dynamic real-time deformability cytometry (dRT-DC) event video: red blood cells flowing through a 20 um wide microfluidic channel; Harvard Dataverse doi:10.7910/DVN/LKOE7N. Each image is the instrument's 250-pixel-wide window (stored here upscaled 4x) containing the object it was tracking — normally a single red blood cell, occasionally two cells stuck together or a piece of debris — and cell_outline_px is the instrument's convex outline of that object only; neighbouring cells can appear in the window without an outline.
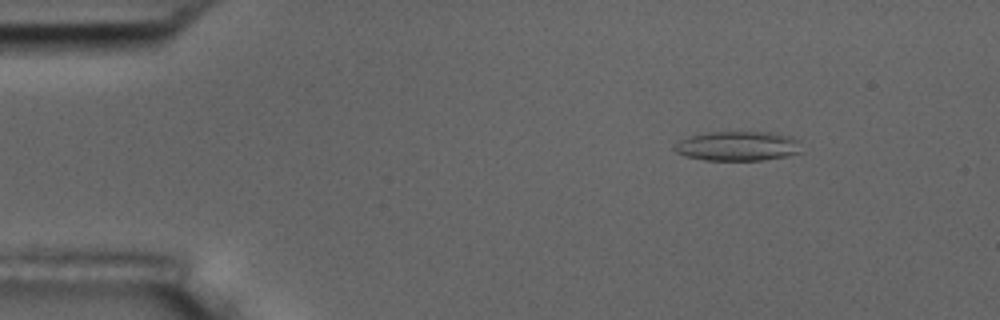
{"species": "common noctule bat (a hibernating species)", "species_latin": "Nyctalus noctula", "temperature_condition": "room temperature", "stored_images_in_passage": 54, "camera_frame_rate_fps": 3000, "um_per_image_px": 0.085, "animal": {"sex": "male", "body_mass_g": 17.5, "forearm_length_mm": 52.3}, "frame": {"image": 1, "passage_image": 7, "time_ms": 2.0, "image_size_px": [1000, 320], "cell_outline_px": [[804, 152], [788, 156], [764, 160], [704, 160], [684, 156], [676, 152], [672, 148], [680, 140], [696, 132], [772, 132], [792, 136], [800, 140]], "centroid_in_image_um": [62.75, 12.41], "position_along_channel_um": 22.3, "area_um2": 22.54}}
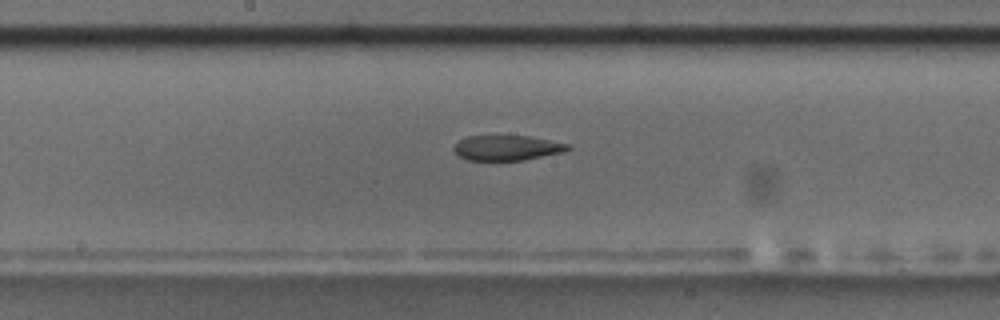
{"frame": {"image": 2, "passage_image": 28, "time_ms": 9.0, "image_size_px": [1000, 320], "cell_outline_px": [[572, 148], [564, 152], [524, 160], [468, 160], [460, 156], [452, 148], [460, 140], [468, 136], [528, 136], [568, 144]], "centroid_in_image_um": [43.11, 12.57], "position_along_channel_um": 205.1, "area_um2": 16.47}}
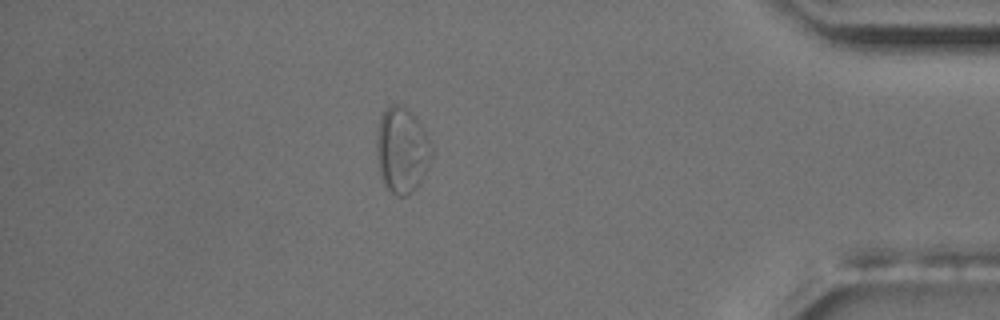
{"frame": {"image": 3, "passage_image": 47, "time_ms": 15.333, "image_size_px": [1000, 320], "cell_outline_px": [[432, 156], [428, 168], [424, 176], [416, 188], [408, 196], [396, 196], [384, 184], [376, 156], [376, 136], [380, 116], [388, 104], [400, 104], [408, 108], [416, 116], [424, 128], [432, 144]], "centroid_in_image_um": [34.18, 12.72], "position_along_channel_um": 401.0, "area_um2": 28.03}, "authors_computed_cell_mechanics": {"area_um2": 20.6057, "velocity_mm_per_s": 3.7071, "shape_relaxation_time_tau1_ms": null, "shape_relaxation_time_tau2_ms": 6.7117, "deformation_change_tau1": null, "deformation_change_tau2": 0.1443}}